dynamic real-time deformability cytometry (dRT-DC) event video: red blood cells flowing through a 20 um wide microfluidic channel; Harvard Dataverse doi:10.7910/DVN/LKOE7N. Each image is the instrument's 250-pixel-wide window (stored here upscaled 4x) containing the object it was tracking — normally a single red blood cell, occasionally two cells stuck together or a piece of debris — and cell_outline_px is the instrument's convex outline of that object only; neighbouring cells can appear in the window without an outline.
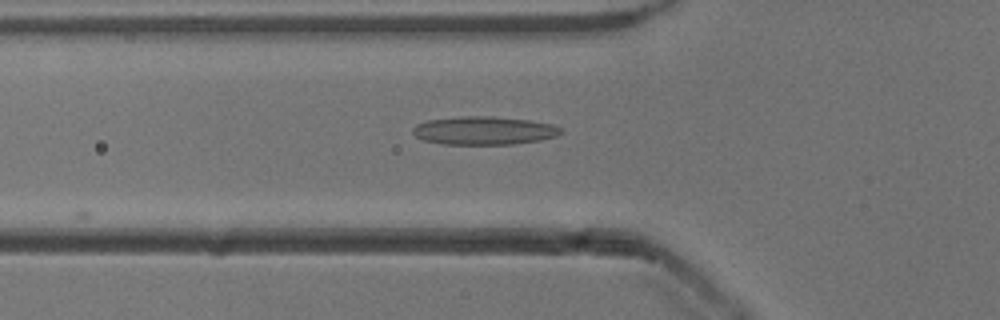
{"species": "common noctule bat (a hibernating species)", "species_latin": "Nyctalus noctula", "temperature_condition": "cold", "stored_images_in_passage": 16, "camera_frame_rate_fps": 3000, "um_per_image_px": 0.085, "animal": {"sex": "male", "body_mass_g": 13.3}, "frame": {"image": 1, "passage_image": 4, "time_ms": 1.0, "image_size_px": [1000, 320], "cell_outline_px": [[564, 132], [556, 136], [540, 140], [512, 144], [444, 144], [424, 140], [416, 136], [412, 132], [412, 128], [416, 124], [428, 120], [460, 116], [492, 116], [528, 120], [552, 124], [560, 128]], "centroid_in_image_um": [41.13, 11.09], "position_along_channel_um": 84.7, "area_um2": 24.33}}
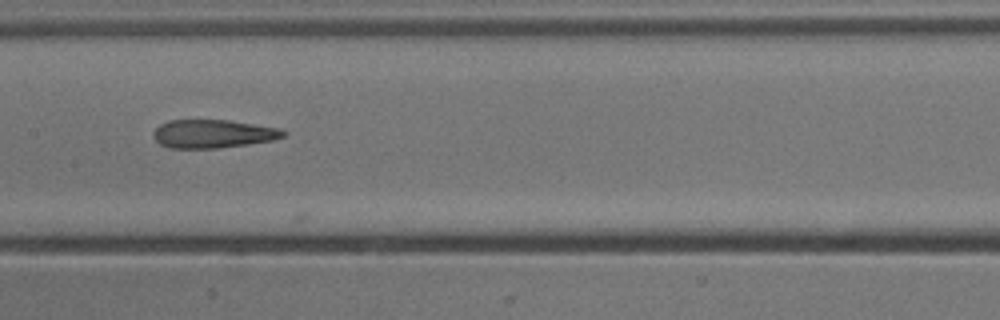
{"frame": {"image": 2, "passage_image": 12, "time_ms": 3.667, "image_size_px": [1000, 320], "cell_outline_px": [[288, 132], [284, 136], [272, 140], [248, 144], [216, 148], [168, 148], [160, 144], [152, 136], [152, 132], [160, 124], [168, 120], [228, 120], [280, 128]], "centroid_in_image_um": [18.08, 11.37], "position_along_channel_um": 189.3, "area_um2": 21.5}}
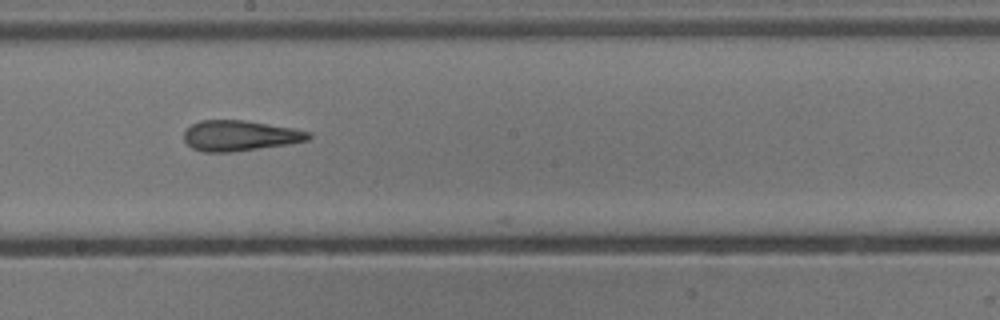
{"frame": {"image": 3, "passage_image": 15, "time_ms": 4.667, "image_size_px": [1000, 320], "cell_outline_px": [[312, 136], [308, 140], [288, 144], [232, 152], [204, 152], [192, 148], [184, 140], [184, 132], [192, 124], [200, 120], [244, 120], [292, 128], [312, 132]], "centroid_in_image_um": [20.39, 11.53], "position_along_channel_um": 227.8, "area_um2": 22.08}}